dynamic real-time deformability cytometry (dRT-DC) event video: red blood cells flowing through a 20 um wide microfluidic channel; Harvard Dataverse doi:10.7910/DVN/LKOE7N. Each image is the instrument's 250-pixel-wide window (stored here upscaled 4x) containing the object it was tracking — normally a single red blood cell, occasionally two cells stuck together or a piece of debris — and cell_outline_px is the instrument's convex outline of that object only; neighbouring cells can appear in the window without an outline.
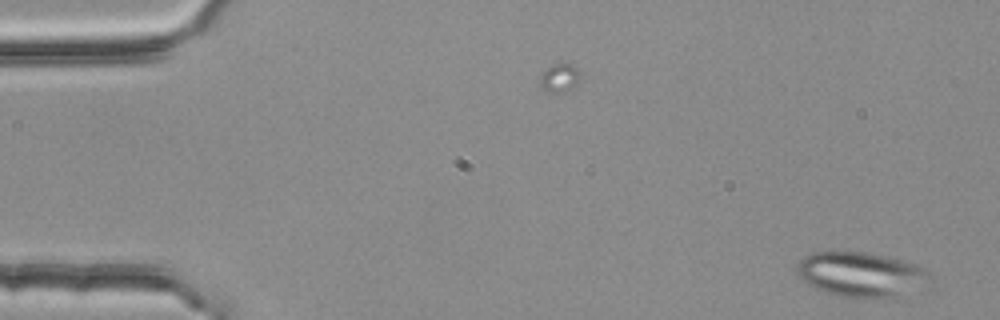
{"species": "common noctule bat (a hibernating species)", "species_latin": "Nyctalus noctula", "temperature_condition": "room temperature", "stored_images_in_passage": 2, "camera_frame_rate_fps": 3000, "um_per_image_px": 0.085, "animal": {"sex": "female", "body_mass_g": 25.1}, "frame": {"image": 1, "passage_image": 2, "time_ms": 0.333, "image_size_px": [1000, 320], "cell_outline_px": [[928, 288], [884, 300], [844, 296], [828, 292], [816, 288], [800, 280], [796, 272], [796, 268], [800, 260], [804, 256], [812, 252], [836, 248], [864, 252], [904, 260], [924, 268], [928, 272]], "centroid_in_image_um": [73.19, 23.31], "position_along_channel_um": 11.8, "area_um2": 35.89}}